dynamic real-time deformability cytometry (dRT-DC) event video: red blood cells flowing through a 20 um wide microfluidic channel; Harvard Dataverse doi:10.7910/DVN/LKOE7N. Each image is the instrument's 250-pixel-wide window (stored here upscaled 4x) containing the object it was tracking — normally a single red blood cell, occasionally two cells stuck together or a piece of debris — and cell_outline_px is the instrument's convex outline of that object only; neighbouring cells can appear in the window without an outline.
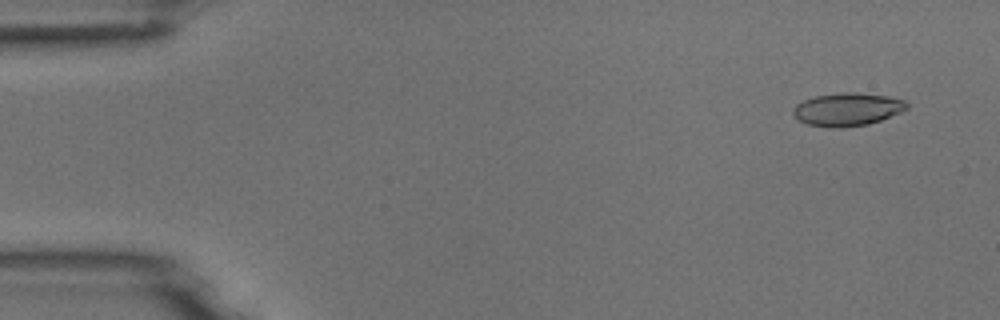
{"species": "common noctule bat (a hibernating species)", "species_latin": "Nyctalus noctula", "temperature_condition": "room temperature", "stored_images_in_passage": 8, "camera_frame_rate_fps": 3000, "um_per_image_px": 0.085, "animal": {"sex": "male", "body_mass_g": 18.8}, "frame": {"image": 1, "passage_image": 2, "time_ms": 1.0, "image_size_px": [1000, 320], "cell_outline_px": [[908, 108], [900, 112], [880, 120], [868, 124], [840, 128], [828, 128], [808, 124], [800, 120], [792, 112], [792, 108], [796, 104], [804, 100], [816, 96], [840, 92], [856, 92], [888, 96], [904, 100], [908, 104]], "centroid_in_image_um": [72.02, 9.29], "position_along_channel_um": 13.0, "area_um2": 21.85}}
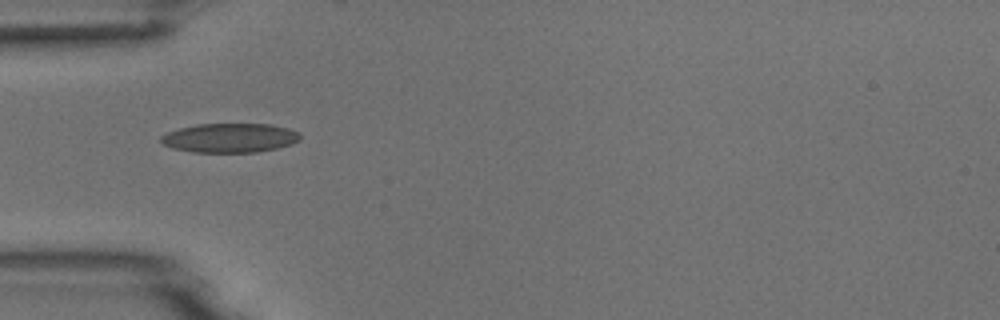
{"frame": {"image": 2, "passage_image": 5, "time_ms": 5.333, "image_size_px": [1000, 320], "cell_outline_px": [[300, 140], [292, 144], [276, 148], [256, 152], [192, 152], [172, 148], [164, 144], [160, 140], [160, 136], [168, 132], [180, 128], [196, 124], [272, 124], [288, 128], [300, 132]], "centroid_in_image_um": [19.55, 11.72], "position_along_channel_um": 65.4, "area_um2": 23.76}}